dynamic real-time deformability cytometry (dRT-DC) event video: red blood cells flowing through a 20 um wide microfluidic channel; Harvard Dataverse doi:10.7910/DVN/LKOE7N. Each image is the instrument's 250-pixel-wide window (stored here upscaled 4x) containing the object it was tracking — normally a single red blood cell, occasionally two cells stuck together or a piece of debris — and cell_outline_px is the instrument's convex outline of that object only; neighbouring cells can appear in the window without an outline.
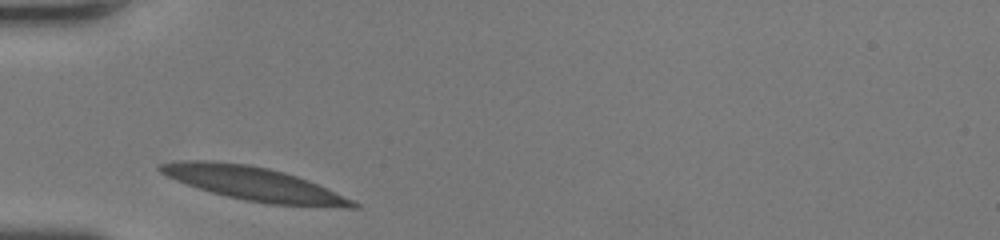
{"species": "human", "species_latin": "Homo sapiens", "temperature_condition": "room temperature", "stored_images_in_passage": 24, "camera_frame_rate_fps": 3000, "um_per_image_px": 0.085, "donor": {"sex": "female"}, "frame": {"image": 1, "passage_image": 1, "time_ms": 0.0, "image_size_px": [1000, 240], "cell_outline_px": [[360, 208], [348, 208], [268, 204], [244, 200], [212, 192], [176, 180], [160, 172], [156, 168], [160, 164], [180, 160], [212, 160], [248, 164], [268, 168], [284, 172], [308, 180], [356, 200], [360, 204]], "centroid_in_image_um": [21.65, 15.62], "position_along_channel_um": 63.4, "area_um2": 37.86}}
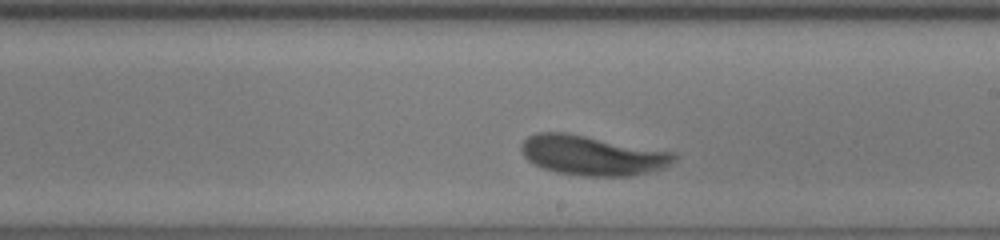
{"frame": {"image": 2, "passage_image": 14, "time_ms": 4.333, "image_size_px": [1000, 240], "cell_outline_px": [[676, 160], [664, 168], [632, 176], [580, 176], [556, 172], [544, 168], [528, 160], [524, 156], [520, 148], [520, 144], [528, 136], [536, 132], [568, 132], [676, 152]], "centroid_in_image_um": [50.36, 13.19], "position_along_channel_um": 238.6, "area_um2": 35.78}}
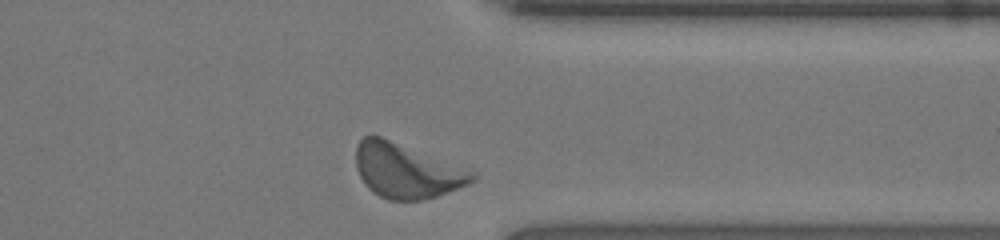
{"frame": {"image": 3, "passage_image": 24, "time_ms": 7.667, "image_size_px": [1000, 240], "cell_outline_px": [[476, 180], [468, 184], [448, 192], [436, 196], [420, 200], [388, 200], [372, 192], [364, 184], [356, 168], [356, 144], [364, 136], [380, 136], [476, 172]], "centroid_in_image_um": [34.53, 14.53], "position_along_channel_um": 376.9, "area_um2": 36.7}, "authors_computed_cell_mechanics": {"area_um2": 35.3736, "velocity_mm_per_s": 4.1814, "shape_relaxation_time_tau1_ms": 2.7292, "shape_relaxation_time_tau2_ms": null, "deformation_change_tau1": 0.1565, "deformation_change_tau2": null}}